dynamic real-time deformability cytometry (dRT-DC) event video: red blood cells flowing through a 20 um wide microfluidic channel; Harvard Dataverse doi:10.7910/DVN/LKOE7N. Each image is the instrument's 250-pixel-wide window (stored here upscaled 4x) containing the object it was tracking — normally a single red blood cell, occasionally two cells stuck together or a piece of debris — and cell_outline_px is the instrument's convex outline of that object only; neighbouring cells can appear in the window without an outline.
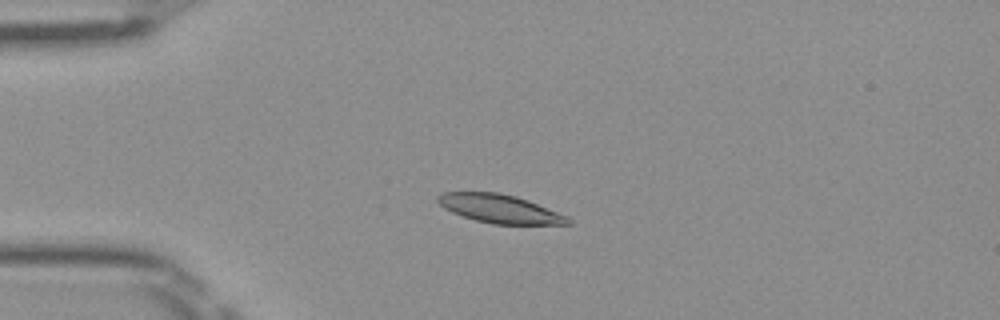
{"species": "Egyptian fruit bat (a non-hibernating species)", "species_latin": "Rousettus aegyptiacus", "temperature_condition": "room temperature", "stored_images_in_passage": 40, "camera_frame_rate_fps": 3000, "um_per_image_px": 0.085, "frame": {"image": 1, "passage_image": 2, "time_ms": 0.333, "image_size_px": [1000, 320], "cell_outline_px": [[572, 224], [492, 224], [476, 220], [452, 212], [444, 208], [436, 200], [436, 196], [440, 192], [500, 192], [516, 196], [528, 200], [568, 216], [572, 220]], "centroid_in_image_um": [42.48, 17.73], "position_along_channel_um": 42.5, "area_um2": 21.68}}
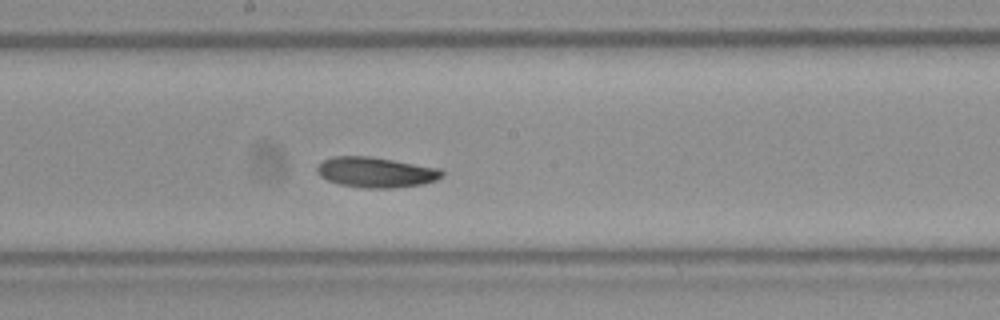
{"frame": {"image": 2, "passage_image": 17, "time_ms": 5.333, "image_size_px": [1000, 320], "cell_outline_px": [[444, 176], [436, 180], [424, 184], [392, 188], [364, 188], [340, 184], [328, 180], [320, 176], [316, 172], [316, 168], [324, 160], [332, 156], [368, 156], [440, 168], [444, 172]], "centroid_in_image_um": [31.97, 14.65], "position_along_channel_um": 216.2, "area_um2": 22.08}}
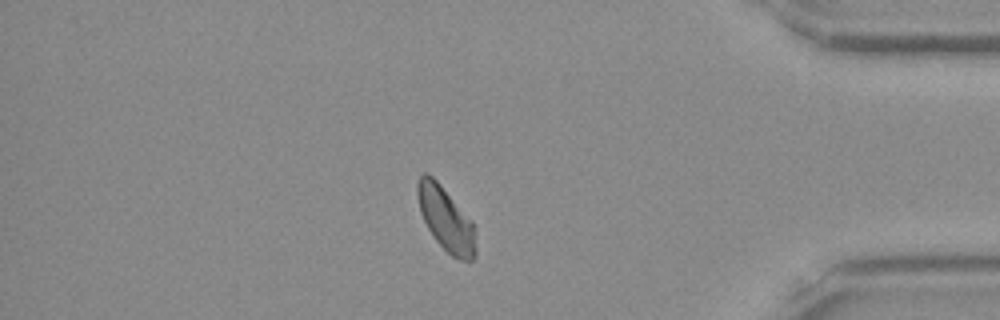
{"frame": {"image": 3, "passage_image": 33, "time_ms": 10.667, "image_size_px": [1000, 320], "cell_outline_px": [[476, 256], [472, 260], [460, 260], [452, 256], [432, 236], [420, 212], [416, 196], [416, 184], [420, 176], [424, 172], [428, 172], [440, 184], [472, 220], [476, 248]], "centroid_in_image_um": [37.88, 18.59], "position_along_channel_um": 397.3, "area_um2": 21.68}, "authors_computed_cell_mechanics": {"area_um2": 21.675, "velocity_mm_per_s": 3.997, "shape_relaxation_time_tau1_ms": 5.2924, "shape_relaxation_time_tau2_ms": 4.2076, "deformation_change_tau1": 0.1254, "deformation_change_tau2": 0.0882}}